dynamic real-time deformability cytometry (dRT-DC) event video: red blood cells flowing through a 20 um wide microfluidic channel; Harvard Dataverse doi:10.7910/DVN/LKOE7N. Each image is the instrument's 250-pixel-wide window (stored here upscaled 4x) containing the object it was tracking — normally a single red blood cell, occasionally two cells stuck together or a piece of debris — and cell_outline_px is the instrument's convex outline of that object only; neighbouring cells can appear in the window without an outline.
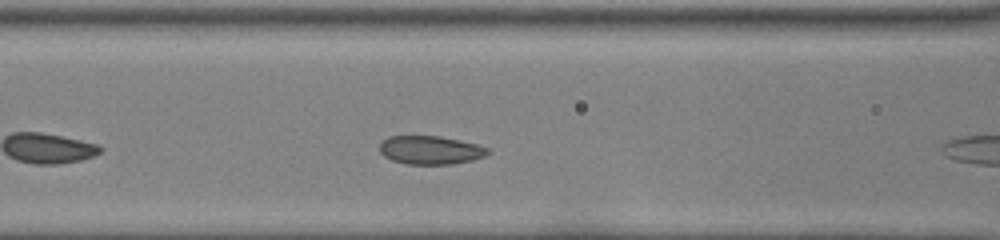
{"species": "common noctule bat (a hibernating species)", "species_latin": "Nyctalus noctula", "temperature_condition": "room temperature", "stored_images_in_passage": 10, "camera_frame_rate_fps": 3000, "um_per_image_px": 0.085, "animal": {"sex": "female", "body_mass_g": 22.0, "forearm_length_mm": 56.7}, "frame": {"image": 1, "passage_image": 9, "time_ms": 2.667, "image_size_px": [1000, 240], "cell_outline_px": [[492, 152], [484, 156], [472, 160], [452, 164], [408, 164], [392, 160], [384, 156], [380, 152], [380, 144], [388, 136], [440, 136], [476, 144], [488, 148]], "centroid_in_image_um": [36.59, 12.76], "position_along_channel_um": 130.0, "area_um2": 17.86}}